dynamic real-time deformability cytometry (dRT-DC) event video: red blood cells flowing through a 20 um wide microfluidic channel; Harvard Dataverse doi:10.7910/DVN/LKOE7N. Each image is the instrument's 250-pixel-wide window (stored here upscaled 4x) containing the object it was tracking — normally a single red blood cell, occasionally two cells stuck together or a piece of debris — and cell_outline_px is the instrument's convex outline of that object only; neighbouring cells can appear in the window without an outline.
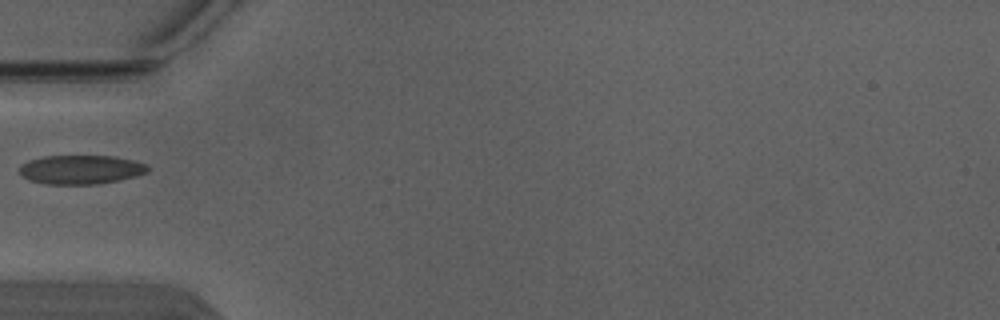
{"species": "Egyptian fruit bat (a non-hibernating species)", "species_latin": "Rousettus aegyptiacus", "temperature_condition": "warm", "stored_images_in_passage": 6, "camera_frame_rate_fps": 3000, "um_per_image_px": 0.085, "animal": {"sex": "male"}, "frame": {"image": 1, "passage_image": 5, "time_ms": 1.333, "image_size_px": [1000, 320], "cell_outline_px": [[148, 172], [136, 176], [96, 184], [44, 184], [28, 180], [20, 172], [20, 164], [28, 160], [44, 156], [112, 156], [132, 160], [148, 164]], "centroid_in_image_um": [6.85, 14.41], "position_along_channel_um": 78.2, "area_um2": 21.62}}
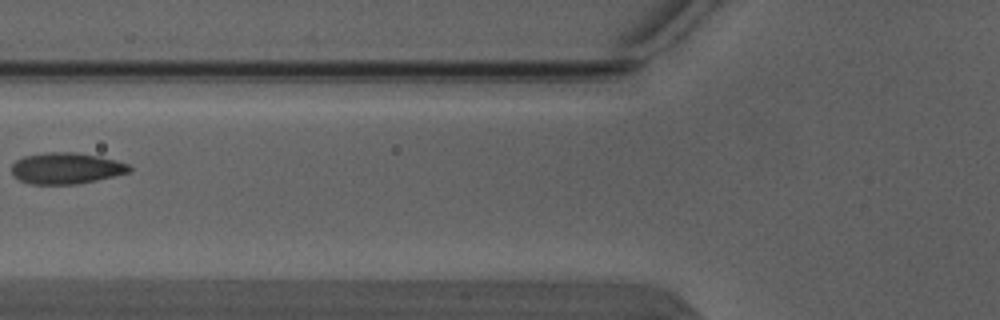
{"frame": {"image": 2, "passage_image": 6, "time_ms": 1.667, "image_size_px": [1000, 320], "cell_outline_px": [[132, 172], [96, 180], [76, 184], [32, 184], [20, 180], [12, 172], [12, 164], [16, 160], [24, 156], [48, 152], [76, 152], [100, 156], [128, 164], [132, 168]], "centroid_in_image_um": [5.65, 14.3], "position_along_channel_um": 120.1, "area_um2": 21.39}}